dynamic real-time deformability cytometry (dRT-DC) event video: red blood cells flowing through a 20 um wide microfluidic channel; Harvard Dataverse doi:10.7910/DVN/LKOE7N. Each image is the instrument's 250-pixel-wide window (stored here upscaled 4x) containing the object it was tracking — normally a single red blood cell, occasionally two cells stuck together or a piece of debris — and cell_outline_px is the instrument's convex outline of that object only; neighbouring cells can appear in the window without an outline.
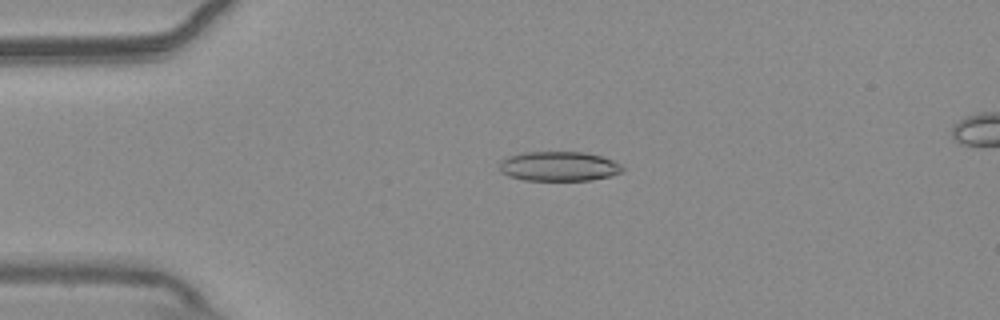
{"species": "common noctule bat (a hibernating species)", "species_latin": "Nyctalus noctula", "temperature_condition": "warm", "stored_images_in_passage": 55, "camera_frame_rate_fps": 3000, "um_per_image_px": 0.085, "animal": {"sex": "male", "body_mass_g": 20.4}, "frame": {"image": 1, "passage_image": 13, "time_ms": 4.0, "image_size_px": [1000, 320], "cell_outline_px": [[624, 172], [612, 176], [592, 180], [524, 180], [508, 176], [500, 172], [500, 160], [508, 156], [524, 152], [588, 152], [612, 160], [620, 164], [624, 168]], "centroid_in_image_um": [47.52, 14.14], "position_along_channel_um": 37.5, "area_um2": 21.44}}
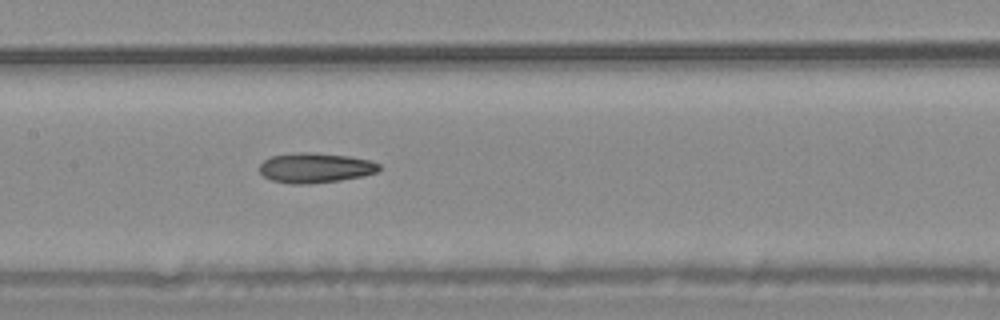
{"frame": {"image": 2, "passage_image": 27, "time_ms": 8.667, "image_size_px": [1000, 320], "cell_outline_px": [[380, 168], [376, 172], [364, 176], [340, 180], [308, 184], [292, 184], [272, 180], [264, 176], [260, 172], [260, 164], [264, 160], [272, 156], [296, 152], [312, 152], [348, 156], [372, 160], [380, 164]], "centroid_in_image_um": [26.82, 14.26], "position_along_channel_um": 180.6, "area_um2": 20.92}}
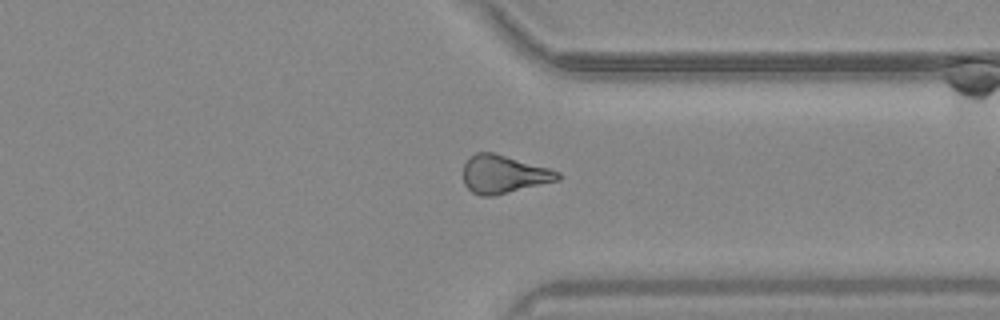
{"frame": {"image": 3, "passage_image": 42, "time_ms": 13.667, "image_size_px": [1000, 320], "cell_outline_px": [[564, 176], [560, 180], [492, 196], [480, 196], [472, 192], [464, 184], [464, 164], [468, 156], [476, 152], [492, 152], [548, 168], [560, 172]], "centroid_in_image_um": [42.81, 14.81], "position_along_channel_um": 368.6, "area_um2": 20.98}, "authors_computed_cell_mechanics": {"area_um2": 21.1548, "velocity_mm_per_s": 3.7688, "shape_relaxation_time_tau1_ms": null, "shape_relaxation_time_tau2_ms": 9.1937, "deformation_change_tau1": null, "deformation_change_tau2": 0.2297}}